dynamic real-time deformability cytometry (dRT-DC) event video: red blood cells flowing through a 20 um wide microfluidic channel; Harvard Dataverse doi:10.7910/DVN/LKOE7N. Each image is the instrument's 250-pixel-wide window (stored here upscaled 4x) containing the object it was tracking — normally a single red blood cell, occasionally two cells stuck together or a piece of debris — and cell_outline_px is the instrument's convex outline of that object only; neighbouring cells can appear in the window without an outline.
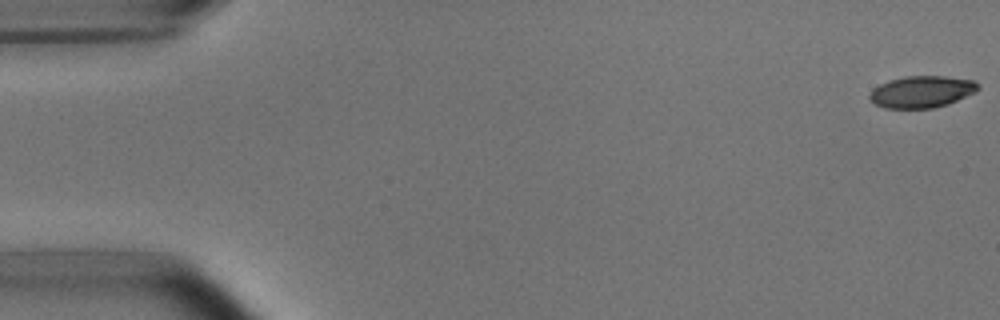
{"species": "common noctule bat (a hibernating species)", "species_latin": "Nyctalus noctula", "temperature_condition": "room temperature", "stored_images_in_passage": 53, "camera_frame_rate_fps": 3000, "um_per_image_px": 0.085, "animal": {"sex": "male", "body_mass_g": 15.6}, "frame": {"image": 1, "passage_image": 1, "time_ms": 0.0, "image_size_px": [1000, 320], "cell_outline_px": [[980, 88], [976, 92], [948, 104], [932, 108], [884, 108], [876, 104], [868, 96], [872, 88], [888, 80], [904, 76], [944, 76], [972, 80], [980, 84]], "centroid_in_image_um": [78.35, 7.79], "position_along_channel_um": 6.7, "area_um2": 20.17}}
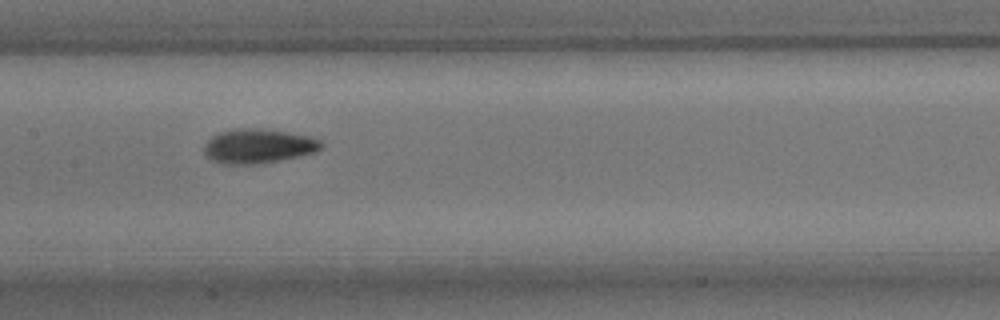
{"frame": {"image": 2, "passage_image": 26, "time_ms": 8.333, "image_size_px": [1000, 320], "cell_outline_px": [[324, 148], [300, 156], [256, 164], [220, 164], [212, 160], [204, 152], [204, 144], [212, 136], [220, 132], [232, 128], [260, 128], [308, 136], [320, 140], [324, 144]], "centroid_in_image_um": [21.93, 12.41], "position_along_channel_um": 185.5, "area_um2": 23.41}}
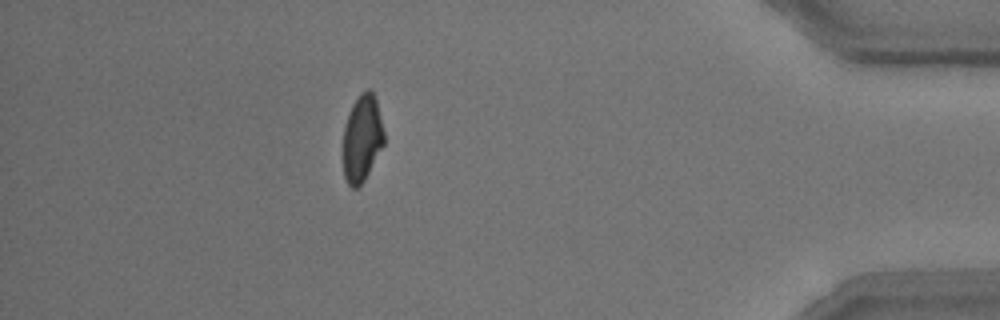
{"frame": {"image": 3, "passage_image": 47, "time_ms": 15.333, "image_size_px": [1000, 320], "cell_outline_px": [[384, 144], [364, 180], [356, 188], [352, 188], [348, 184], [344, 176], [344, 128], [352, 104], [360, 92], [368, 88], [372, 92], [376, 100], [384, 132]], "centroid_in_image_um": [30.78, 11.74], "position_along_channel_um": 404.4, "area_um2": 20.4}, "authors_computed_cell_mechanics": {"area_um2": 21.8484, "velocity_mm_per_s": 3.7924, "shape_relaxation_time_tau1_ms": 3.9216, "shape_relaxation_time_tau2_ms": 1.8999, "deformation_change_tau1": 0.1516, "deformation_change_tau2": 0.0702}}